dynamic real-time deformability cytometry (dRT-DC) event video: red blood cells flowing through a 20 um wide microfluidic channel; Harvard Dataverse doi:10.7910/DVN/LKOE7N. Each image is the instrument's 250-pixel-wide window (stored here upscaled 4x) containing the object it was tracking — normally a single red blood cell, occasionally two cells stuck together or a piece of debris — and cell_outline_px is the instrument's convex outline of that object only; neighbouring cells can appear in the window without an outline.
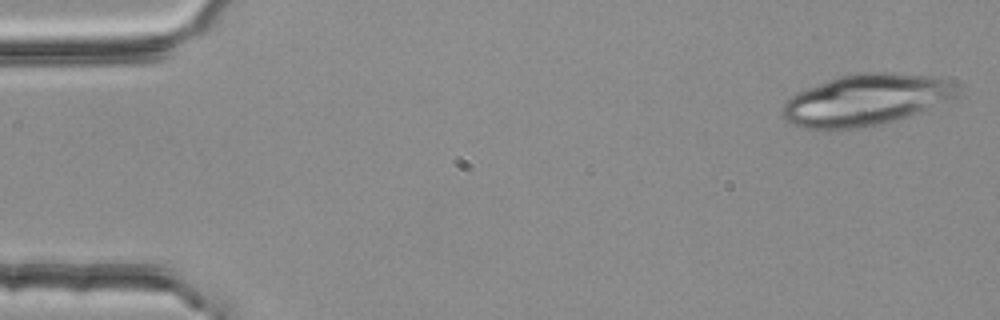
{"species": "common noctule bat (a hibernating species)", "species_latin": "Nyctalus noctula", "temperature_condition": "room temperature", "stored_images_in_passage": 4, "camera_frame_rate_fps": 3000, "um_per_image_px": 0.085, "animal": {"sex": "female", "body_mass_g": 25.1}, "frame": {"image": 1, "passage_image": 1, "time_ms": 0.0, "image_size_px": [1000, 320], "cell_outline_px": [[956, 96], [952, 100], [880, 124], [860, 128], [824, 132], [804, 128], [792, 124], [784, 120], [780, 116], [784, 104], [796, 92], [828, 80], [840, 76], [856, 72], [892, 72], [940, 76], [956, 80]], "centroid_in_image_um": [73.57, 8.49], "position_along_channel_um": 11.4, "area_um2": 53.0}}